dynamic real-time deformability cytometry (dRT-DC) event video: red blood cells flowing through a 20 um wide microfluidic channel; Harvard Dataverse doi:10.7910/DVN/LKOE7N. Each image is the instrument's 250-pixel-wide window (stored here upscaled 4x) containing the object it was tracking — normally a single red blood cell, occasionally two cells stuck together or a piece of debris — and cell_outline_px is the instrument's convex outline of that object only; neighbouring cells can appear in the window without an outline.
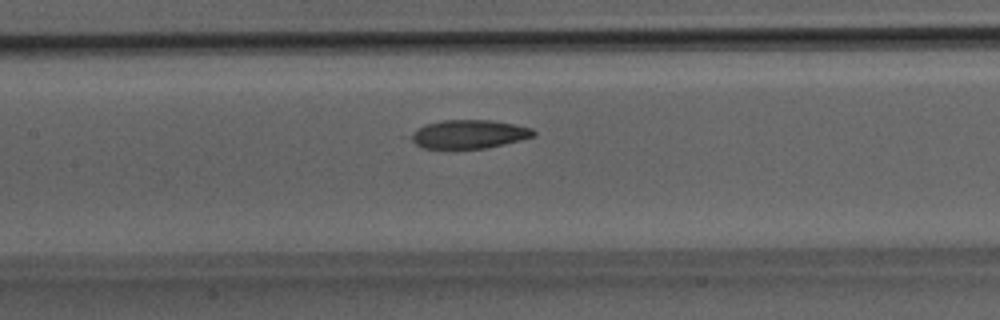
{"species": "Egyptian fruit bat (a non-hibernating species)", "species_latin": "Rousettus aegyptiacus", "temperature_condition": "room temperature", "stored_images_in_passage": 36, "camera_frame_rate_fps": 3000, "um_per_image_px": 0.085, "animal": {"sex": "male"}, "frame": {"image": 1, "passage_image": 16, "time_ms": 5.0, "image_size_px": [1000, 320], "cell_outline_px": [[536, 136], [488, 148], [424, 148], [416, 144], [404, 136], [416, 128], [424, 124], [440, 120], [488, 120], [516, 124], [532, 128], [536, 132]], "centroid_in_image_um": [39.8, 11.39], "position_along_channel_um": 167.6, "area_um2": 20.81}}
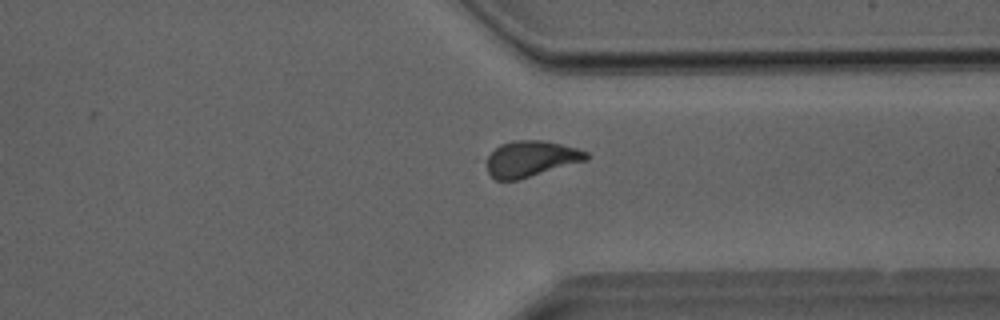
{"frame": {"image": 2, "passage_image": 27, "time_ms": 8.667, "image_size_px": [1000, 320], "cell_outline_px": [[588, 160], [516, 180], [496, 180], [488, 172], [488, 156], [500, 144], [512, 140], [544, 140], [576, 148], [588, 152]], "centroid_in_image_um": [45.14, 13.48], "position_along_channel_um": 366.3, "area_um2": 20.63}}
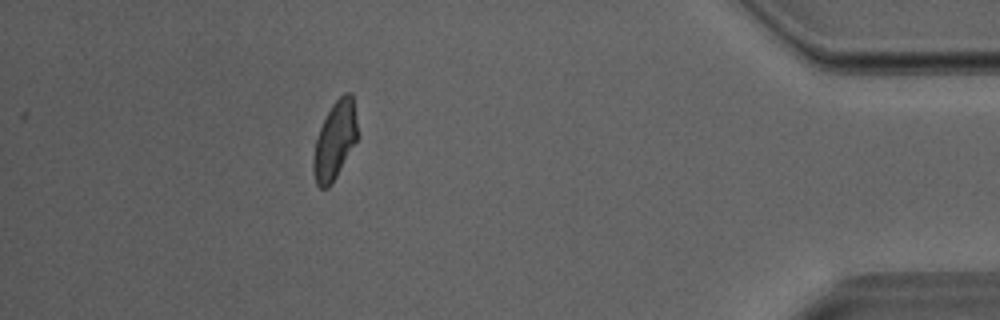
{"frame": {"image": 3, "passage_image": 32, "time_ms": 10.333, "image_size_px": [1000, 320], "cell_outline_px": [[360, 136], [332, 184], [328, 188], [320, 188], [316, 184], [312, 168], [312, 160], [316, 140], [320, 128], [332, 104], [344, 92], [352, 92]], "centroid_in_image_um": [28.5, 11.94], "position_along_channel_um": 406.7, "area_um2": 20.4}}